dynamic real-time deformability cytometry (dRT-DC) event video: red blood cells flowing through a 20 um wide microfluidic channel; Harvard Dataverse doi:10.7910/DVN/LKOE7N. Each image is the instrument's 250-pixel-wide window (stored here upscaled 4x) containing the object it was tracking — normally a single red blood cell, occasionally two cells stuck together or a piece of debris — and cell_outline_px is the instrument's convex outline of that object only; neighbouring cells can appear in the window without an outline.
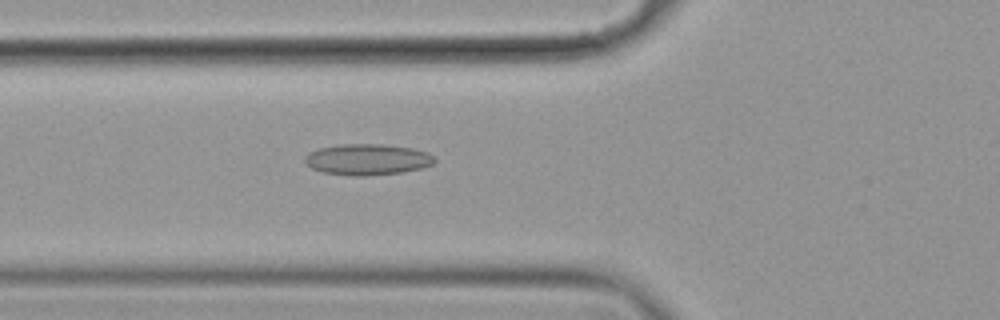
{"species": "common noctule bat (a hibernating species)", "species_latin": "Nyctalus noctula", "temperature_condition": "cold", "stored_images_in_passage": 5, "camera_frame_rate_fps": 3000, "um_per_image_px": 0.085, "animal": {"sex": "female", "body_mass_g": 19.9}, "frame": {"image": 1, "passage_image": 5, "time_ms": 1.333, "image_size_px": [1000, 320], "cell_outline_px": [[436, 160], [432, 164], [420, 168], [400, 172], [364, 176], [356, 176], [324, 172], [312, 168], [304, 160], [304, 156], [308, 152], [320, 148], [340, 144], [380, 144], [412, 148], [428, 152], [436, 156]], "centroid_in_image_um": [31.24, 13.54], "position_along_channel_um": 94.6, "area_um2": 23.35}}